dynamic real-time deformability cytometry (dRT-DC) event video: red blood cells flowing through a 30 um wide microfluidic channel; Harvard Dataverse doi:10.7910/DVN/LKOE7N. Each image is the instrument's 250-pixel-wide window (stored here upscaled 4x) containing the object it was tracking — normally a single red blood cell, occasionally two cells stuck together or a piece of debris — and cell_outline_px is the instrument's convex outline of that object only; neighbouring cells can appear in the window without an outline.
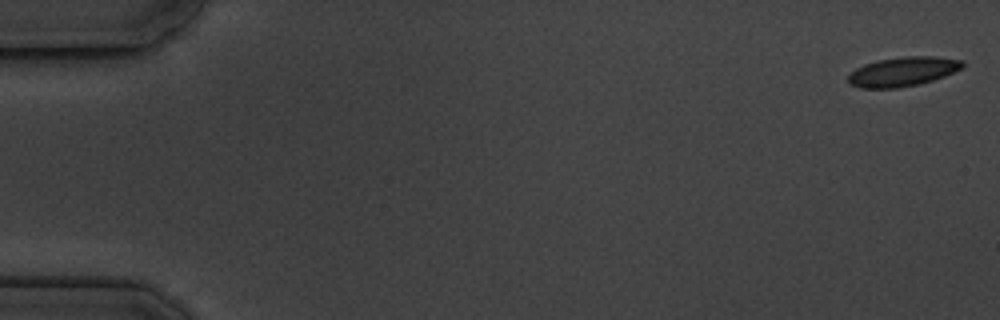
{"species": "common noctule bat (a hibernating species)", "species_latin": "Nyctalus noctula", "temperature_condition": "cold", "stored_images_in_passage": 4, "camera_frame_rate_fps": 3000, "um_per_image_px": 0.085, "animal": {"sex": "male", "body_mass_g": 19.5, "forearm_length_mm": 54.6}, "frame": {"image": 1, "passage_image": 1, "time_ms": 0.0, "image_size_px": [1000, 320], "cell_outline_px": [[964, 64], [960, 68], [944, 76], [920, 84], [896, 88], [860, 88], [848, 84], [848, 76], [856, 68], [864, 64], [880, 60], [904, 56], [936, 56], [964, 60]], "centroid_in_image_um": [76.72, 6.09], "position_along_channel_um": 8.3, "area_um2": 19.48}}